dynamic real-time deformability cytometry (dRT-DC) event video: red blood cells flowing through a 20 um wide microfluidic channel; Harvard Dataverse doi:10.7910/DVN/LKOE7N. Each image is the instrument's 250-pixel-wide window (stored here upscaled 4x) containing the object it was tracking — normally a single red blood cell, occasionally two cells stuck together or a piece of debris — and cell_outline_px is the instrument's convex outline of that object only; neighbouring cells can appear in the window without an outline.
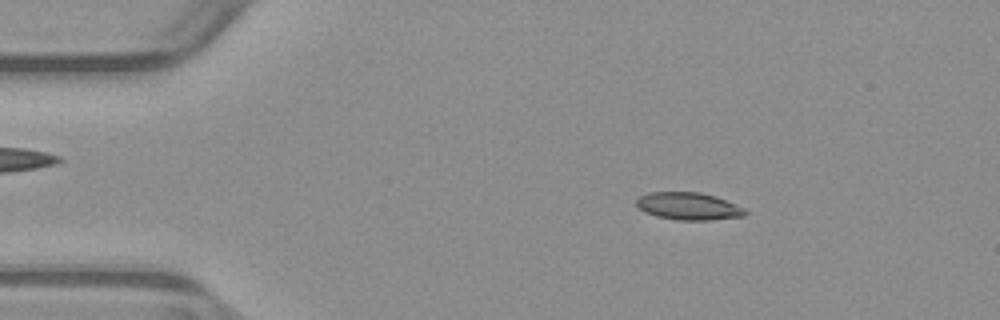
{"species": "common noctule bat (a hibernating species)", "species_latin": "Nyctalus noctula", "temperature_condition": "warm", "stored_images_in_passage": 52, "camera_frame_rate_fps": 3000, "um_per_image_px": 0.085, "animal": {"sex": "male", "body_mass_g": 23.1, "forearm_length_mm": 52.7}, "frame": {"image": 1, "passage_image": 8, "time_ms": 2.333, "image_size_px": [1000, 320], "cell_outline_px": [[748, 212], [744, 216], [708, 220], [676, 220], [656, 216], [644, 212], [636, 204], [636, 200], [640, 196], [648, 192], [700, 192], [716, 196], [744, 208]], "centroid_in_image_um": [58.51, 17.52], "position_along_channel_um": 26.5, "area_um2": 17.4}}
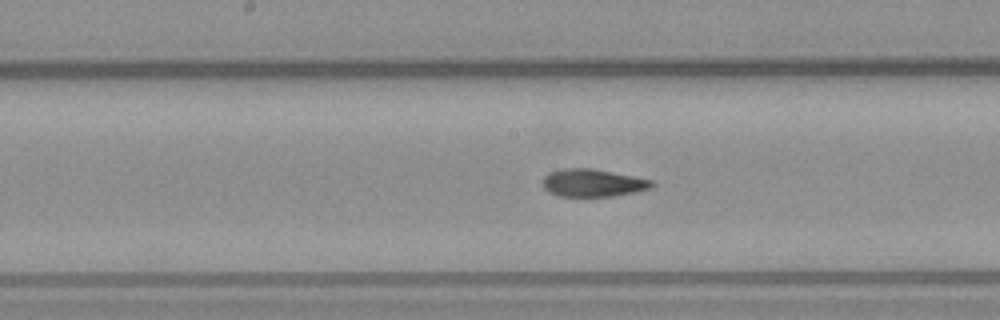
{"frame": {"image": 2, "passage_image": 26, "time_ms": 8.333, "image_size_px": [1000, 320], "cell_outline_px": [[656, 184], [652, 188], [612, 196], [560, 196], [548, 192], [544, 188], [544, 176], [548, 172], [564, 168], [592, 168], [652, 180]], "centroid_in_image_um": [50.38, 15.54], "position_along_channel_um": 197.8, "area_um2": 17.46}}
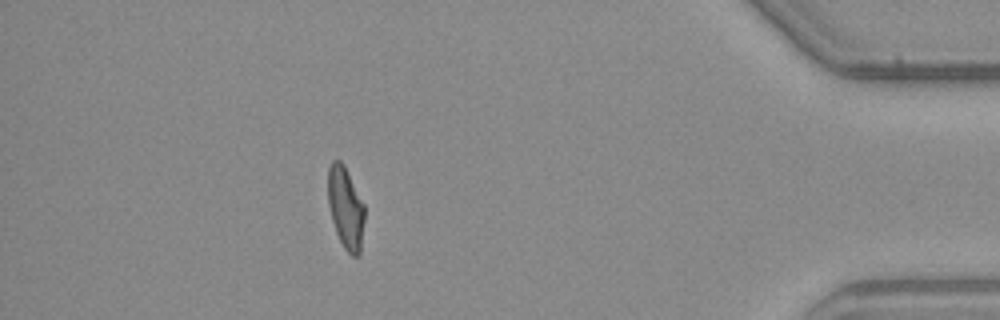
{"frame": {"image": 3, "passage_image": 46, "time_ms": 15.0, "image_size_px": [1000, 320], "cell_outline_px": [[364, 220], [360, 256], [352, 256], [344, 248], [336, 232], [332, 220], [328, 204], [328, 168], [332, 160], [340, 160], [344, 164], [364, 204]], "centroid_in_image_um": [29.38, 17.66], "position_along_channel_um": 405.8, "area_um2": 17.51}, "authors_computed_cell_mechanics": {"area_um2": 17.8602, "velocity_mm_per_s": 3.9191, "shape_relaxation_time_tau1_ms": 4.9213, "shape_relaxation_time_tau2_ms": 1.8079, "deformation_change_tau1": 0.1793, "deformation_change_tau2": 0.0867}}